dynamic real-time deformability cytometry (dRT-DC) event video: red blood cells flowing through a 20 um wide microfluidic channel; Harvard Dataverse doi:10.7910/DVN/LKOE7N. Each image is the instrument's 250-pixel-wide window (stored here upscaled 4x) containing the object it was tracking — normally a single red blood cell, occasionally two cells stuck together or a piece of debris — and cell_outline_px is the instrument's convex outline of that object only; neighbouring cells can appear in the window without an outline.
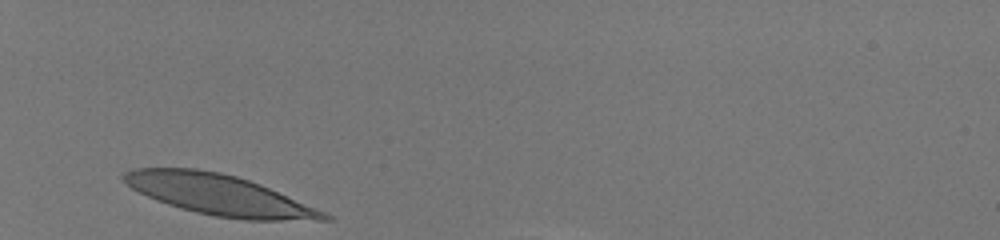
{"species": "human", "species_latin": "Homo sapiens", "temperature_condition": "room temperature", "stored_images_in_passage": 29, "camera_frame_rate_fps": 3000, "um_per_image_px": 0.085, "donor": {"sex": "male"}, "frame": {"image": 1, "passage_image": 1, "time_ms": 0.0, "image_size_px": [1000, 240], "cell_outline_px": [[332, 220], [244, 220], [216, 216], [196, 212], [180, 208], [156, 200], [132, 188], [120, 176], [124, 172], [132, 168], [196, 168], [220, 172], [236, 176], [260, 184], [324, 212], [332, 216]], "centroid_in_image_um": [18.59, 16.55], "position_along_channel_um": 66.4, "area_um2": 46.7}}
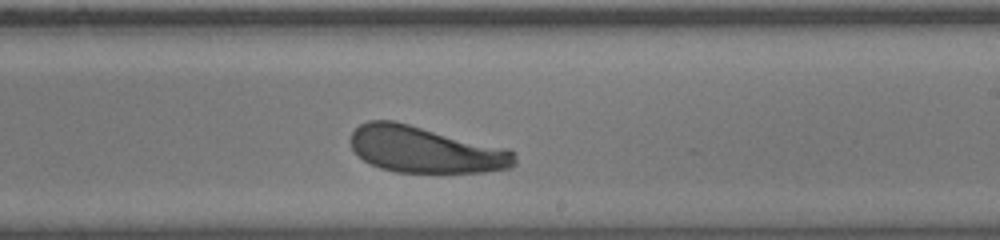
{"frame": {"image": 2, "passage_image": 17, "time_ms": 5.333, "image_size_px": [1000, 240], "cell_outline_px": [[516, 164], [512, 168], [484, 172], [396, 172], [380, 168], [364, 160], [352, 148], [348, 140], [352, 132], [360, 124], [368, 120], [392, 120], [508, 148], [516, 152]], "centroid_in_image_um": [36.17, 12.72], "position_along_channel_um": 252.8, "area_um2": 44.51}}
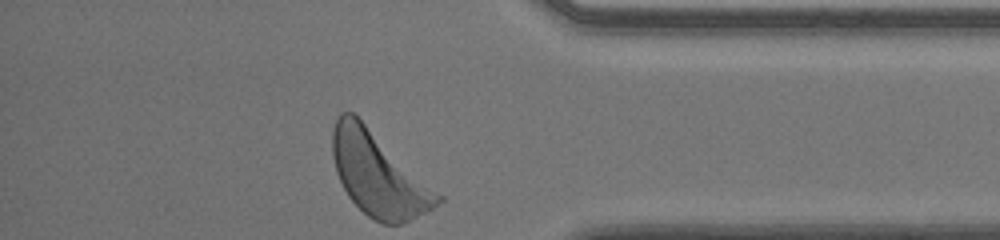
{"frame": {"image": 3, "passage_image": 29, "time_ms": 9.333, "image_size_px": [1000, 240], "cell_outline_px": [[444, 200], [432, 208], [400, 224], [384, 224], [368, 216], [348, 196], [336, 172], [332, 156], [332, 132], [336, 120], [340, 112], [352, 112], [444, 196]], "centroid_in_image_um": [32.16, 14.82], "position_along_channel_um": 403.0, "area_um2": 50.34}, "authors_computed_cell_mechanics": {"area_um2": 45.2574, "velocity_mm_per_s": 3.9517, "shape_relaxation_time_tau1_ms": 1.7587, "shape_relaxation_time_tau2_ms": null, "deformation_change_tau1": 0.1137, "deformation_change_tau2": null}}